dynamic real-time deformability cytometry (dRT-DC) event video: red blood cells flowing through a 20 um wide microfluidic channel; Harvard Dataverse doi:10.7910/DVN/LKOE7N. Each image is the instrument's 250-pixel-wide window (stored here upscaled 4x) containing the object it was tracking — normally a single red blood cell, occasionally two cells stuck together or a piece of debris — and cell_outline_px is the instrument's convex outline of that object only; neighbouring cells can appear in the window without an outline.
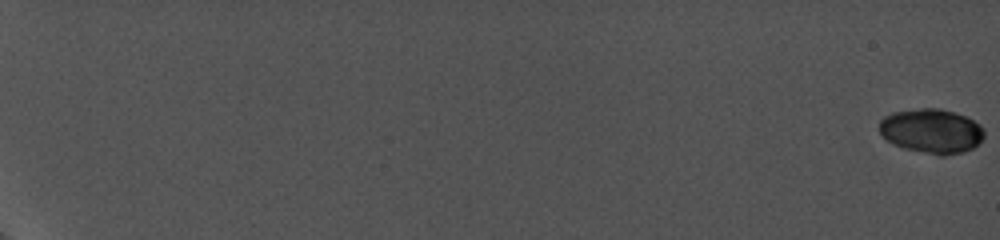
{"species": "common noctule bat (a hibernating species)", "species_latin": "Nyctalus noctula", "temperature_condition": "cold", "stored_images_in_passage": 31, "camera_frame_rate_fps": 5000, "um_per_image_px": 0.085, "animal": {"sex": "female", "body_mass_g": 19.0, "forearm_length_mm": 56.7}, "frame": {"image": 1, "passage_image": 1, "time_ms": 0.0, "image_size_px": [1000, 240], "cell_outline_px": [[984, 136], [972, 148], [964, 152], [944, 156], [936, 156], [904, 148], [892, 144], [880, 132], [880, 120], [884, 116], [892, 112], [920, 108], [936, 108], [952, 112], [964, 116], [980, 124], [984, 128]], "centroid_in_image_um": [79.17, 11.15], "position_along_channel_um": 5.8, "area_um2": 27.17}}
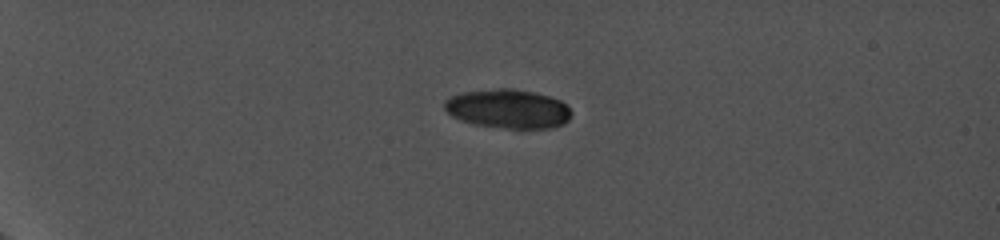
{"frame": {"image": 2, "passage_image": 22, "time_ms": 6.2, "image_size_px": [1000, 240], "cell_outline_px": [[572, 112], [568, 120], [564, 124], [552, 128], [508, 128], [472, 124], [460, 120], [452, 116], [444, 108], [444, 100], [448, 96], [464, 92], [500, 88], [512, 88], [536, 92], [560, 100], [568, 104]], "centroid_in_image_um": [43.19, 9.24], "position_along_channel_um": 41.8, "area_um2": 29.13}}